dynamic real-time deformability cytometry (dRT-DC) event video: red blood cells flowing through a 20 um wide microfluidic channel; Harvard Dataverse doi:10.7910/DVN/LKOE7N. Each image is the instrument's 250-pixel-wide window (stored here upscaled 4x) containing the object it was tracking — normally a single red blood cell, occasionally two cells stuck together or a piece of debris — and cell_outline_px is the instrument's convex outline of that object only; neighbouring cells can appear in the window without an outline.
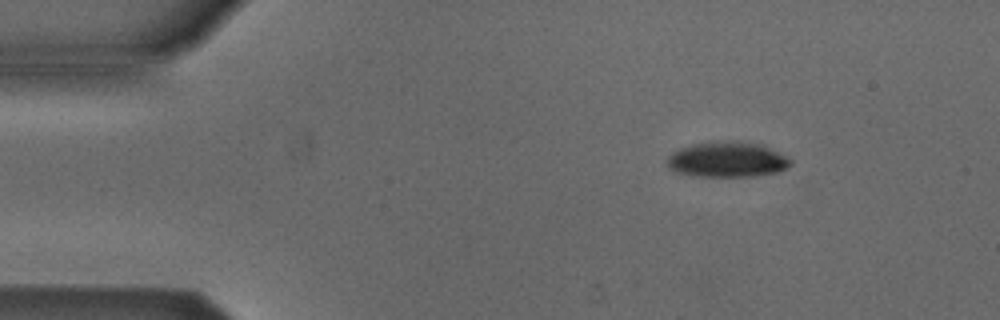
{"species": "Egyptian fruit bat (a non-hibernating species)", "species_latin": "Rousettus aegyptiacus", "temperature_condition": "cold", "stored_images_in_passage": 4, "camera_frame_rate_fps": 3000, "um_per_image_px": 0.085, "animal": {"sex": "male"}, "frame": {"image": 1, "passage_image": 2, "time_ms": 1.333, "image_size_px": [1000, 320], "cell_outline_px": [[792, 164], [788, 168], [780, 172], [752, 176], [692, 176], [676, 172], [668, 168], [664, 164], [664, 160], [672, 152], [680, 148], [692, 144], [708, 140], [744, 140], [764, 144], [788, 156], [792, 160]], "centroid_in_image_um": [61.82, 13.53], "position_along_channel_um": 23.2, "area_um2": 26.59}}